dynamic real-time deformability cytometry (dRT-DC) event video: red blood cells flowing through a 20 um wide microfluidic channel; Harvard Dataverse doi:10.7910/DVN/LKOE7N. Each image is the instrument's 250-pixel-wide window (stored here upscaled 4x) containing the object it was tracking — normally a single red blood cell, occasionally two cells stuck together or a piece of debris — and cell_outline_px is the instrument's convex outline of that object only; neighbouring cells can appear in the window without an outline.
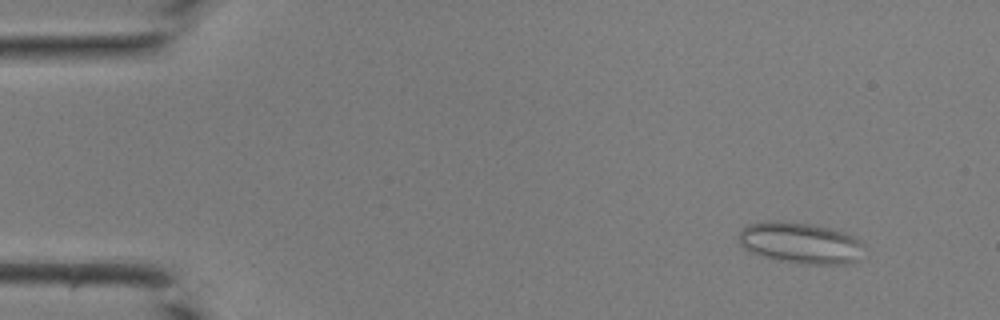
{"species": "common noctule bat (a hibernating species)", "species_latin": "Nyctalus noctula", "temperature_condition": "room temperature", "stored_images_in_passage": 42, "segment_of_instrument_passage": [1, 2], "camera_frame_rate_fps": 3000, "um_per_image_px": 0.085, "animal": {"sex": "male", "body_mass_g": 19.0, "forearm_length_mm": 50.8}, "frame": {"image": 1, "passage_image": 3, "time_ms": 0.667, "image_size_px": [1000, 320], "cell_outline_px": [[864, 244], [860, 260], [844, 264], [800, 264], [780, 260], [764, 256], [752, 252], [744, 248], [736, 240], [740, 232], [748, 224], [772, 220], [808, 224], [828, 228], [844, 232], [856, 236]], "centroid_in_image_um": [68.06, 20.66], "position_along_channel_um": 16.9, "area_um2": 30.11}}
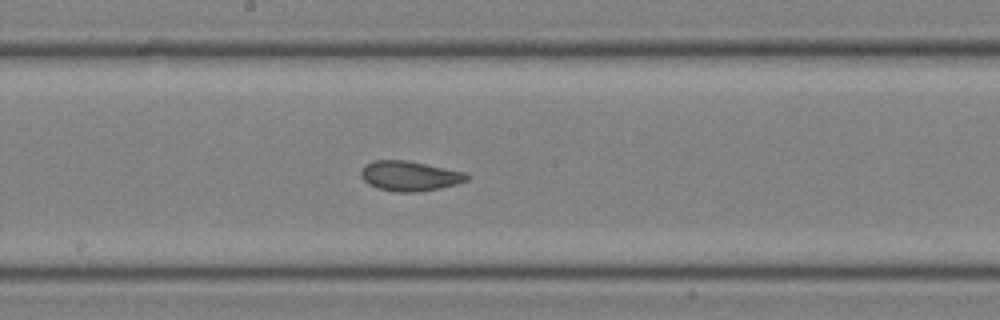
{"frame": {"image": 2, "passage_image": 22, "time_ms": 7.0, "image_size_px": [1000, 320], "cell_outline_px": [[472, 176], [468, 180], [456, 184], [440, 188], [420, 192], [396, 192], [376, 188], [368, 184], [360, 176], [360, 172], [364, 164], [372, 160], [408, 160], [464, 172]], "centroid_in_image_um": [34.8, 14.96], "position_along_channel_um": 213.4, "area_um2": 18.73}}
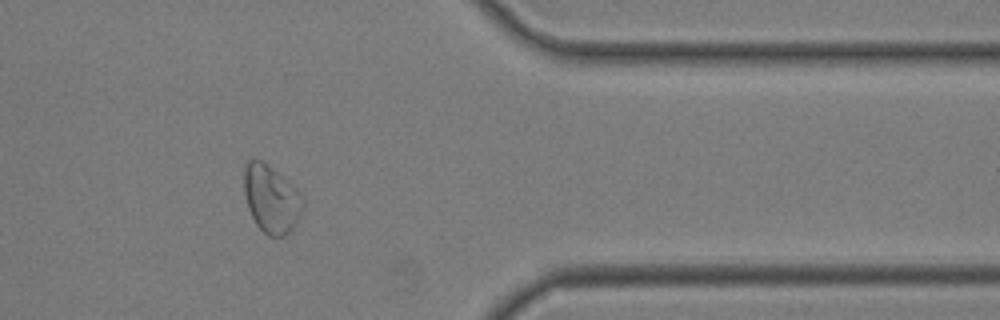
{"frame": {"image": 3, "passage_image": 34, "time_ms": 11.0, "image_size_px": [1000, 320], "cell_outline_px": [[304, 208], [296, 224], [284, 236], [268, 236], [256, 224], [248, 208], [244, 192], [244, 168], [248, 160], [252, 156], [260, 160], [272, 168], [296, 188], [304, 196]], "centroid_in_image_um": [23.06, 16.9], "position_along_channel_um": 388.3, "area_um2": 23.29}}